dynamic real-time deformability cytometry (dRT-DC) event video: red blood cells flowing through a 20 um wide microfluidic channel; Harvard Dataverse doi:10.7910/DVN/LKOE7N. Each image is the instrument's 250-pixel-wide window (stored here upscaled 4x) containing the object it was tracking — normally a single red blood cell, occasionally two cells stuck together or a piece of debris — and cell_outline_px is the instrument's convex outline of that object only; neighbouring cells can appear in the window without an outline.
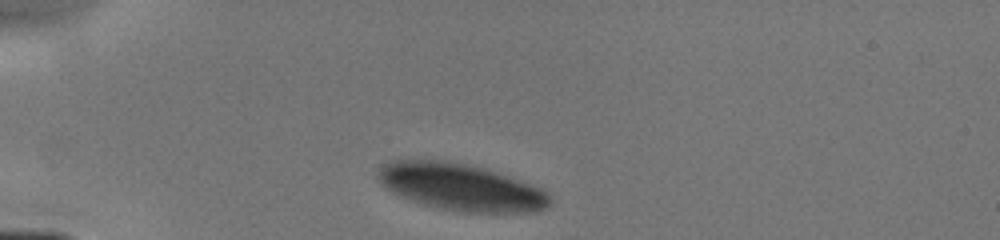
{"species": "human", "species_latin": "Homo sapiens", "temperature_condition": "cold", "stored_images_in_passage": 19, "camera_frame_rate_fps": 3000, "um_per_image_px": 0.085, "donor": {"sex": "male"}, "frame": {"image": 1, "passage_image": 1, "time_ms": 0.0, "image_size_px": [1000, 240], "cell_outline_px": [[552, 200], [548, 208], [536, 212], [460, 212], [436, 208], [400, 196], [392, 192], [380, 184], [376, 176], [376, 172], [384, 164], [392, 160], [448, 160], [496, 172], [508, 176], [540, 188], [548, 192], [552, 196]], "centroid_in_image_um": [39.17, 15.91], "position_along_channel_um": 45.8, "area_um2": 47.05}}
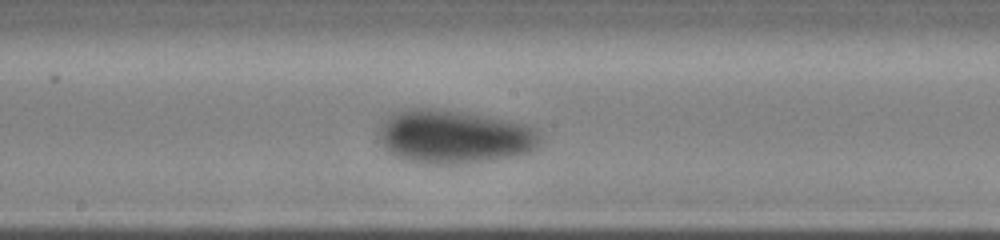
{"frame": {"image": 2, "passage_image": 10, "time_ms": 4.667, "image_size_px": [1000, 240], "cell_outline_px": [[540, 144], [536, 148], [528, 152], [516, 156], [460, 164], [420, 164], [404, 160], [388, 152], [380, 144], [376, 136], [380, 124], [388, 116], [396, 112], [408, 108], [432, 108], [484, 116], [528, 124], [536, 128], [540, 136]], "centroid_in_image_um": [38.55, 11.64], "position_along_channel_um": 209.7, "area_um2": 50.86}}
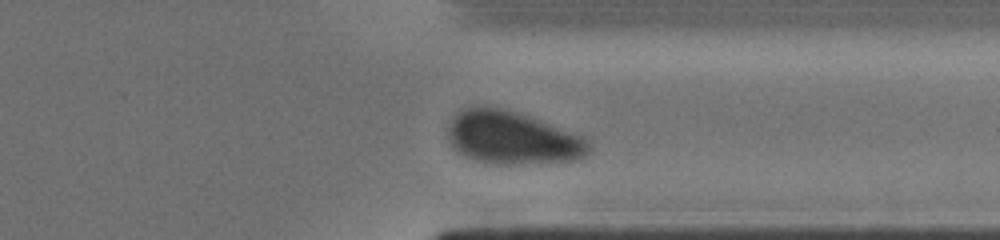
{"frame": {"image": 3, "passage_image": 17, "time_ms": 8.333, "image_size_px": [1000, 240], "cell_outline_px": [[592, 148], [584, 156], [576, 160], [540, 164], [492, 164], [476, 160], [464, 156], [448, 140], [448, 120], [460, 108], [476, 104], [484, 104], [516, 112], [584, 136], [592, 144]], "centroid_in_image_um": [43.52, 11.7], "position_along_channel_um": 367.9, "area_um2": 44.33}}